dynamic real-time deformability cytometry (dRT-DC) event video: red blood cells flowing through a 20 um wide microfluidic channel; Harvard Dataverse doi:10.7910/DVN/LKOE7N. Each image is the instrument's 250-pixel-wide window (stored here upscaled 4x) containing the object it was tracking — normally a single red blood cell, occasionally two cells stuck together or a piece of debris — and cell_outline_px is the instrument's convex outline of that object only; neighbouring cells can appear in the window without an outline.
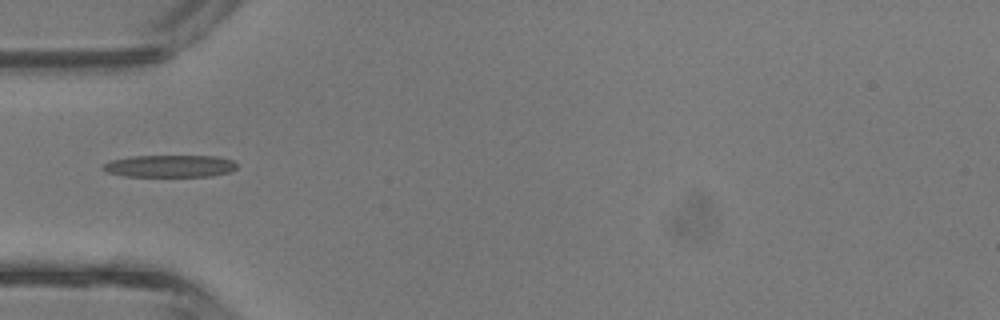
{"species": "common noctule bat (a hibernating species)", "species_latin": "Nyctalus noctula", "temperature_condition": "room temperature", "stored_images_in_passage": 30, "camera_frame_rate_fps": 3000, "um_per_image_px": 0.085, "animal": {"sex": "male", "body_mass_g": 13.3}, "frame": {"image": 1, "passage_image": 1, "time_ms": 0.0, "image_size_px": [1000, 320], "cell_outline_px": [[236, 168], [232, 172], [212, 176], [124, 176], [104, 172], [100, 168], [104, 164], [112, 160], [132, 156], [216, 156], [232, 160], [236, 164]], "centroid_in_image_um": [14.42, 14.12], "position_along_channel_um": 70.6, "area_um2": 17.4}}
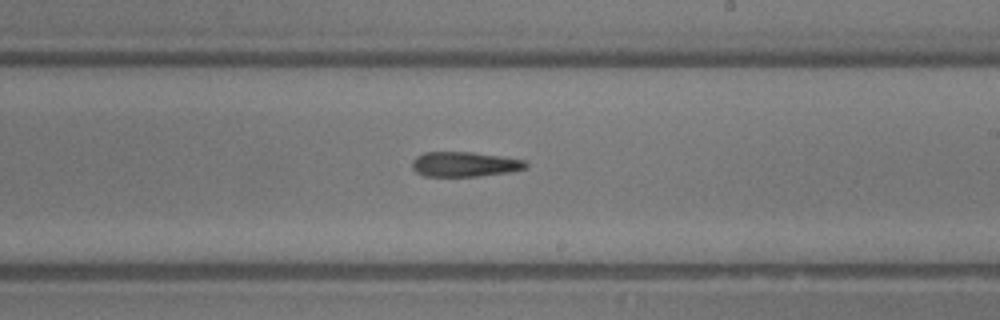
{"frame": {"image": 2, "passage_image": 12, "time_ms": 3.667, "image_size_px": [1000, 320], "cell_outline_px": [[528, 168], [508, 172], [476, 176], [424, 176], [416, 172], [412, 168], [412, 160], [416, 156], [424, 152], [472, 152], [500, 156], [524, 160], [528, 164]], "centroid_in_image_um": [39.47, 13.96], "position_along_channel_um": 249.5, "area_um2": 16.47}}
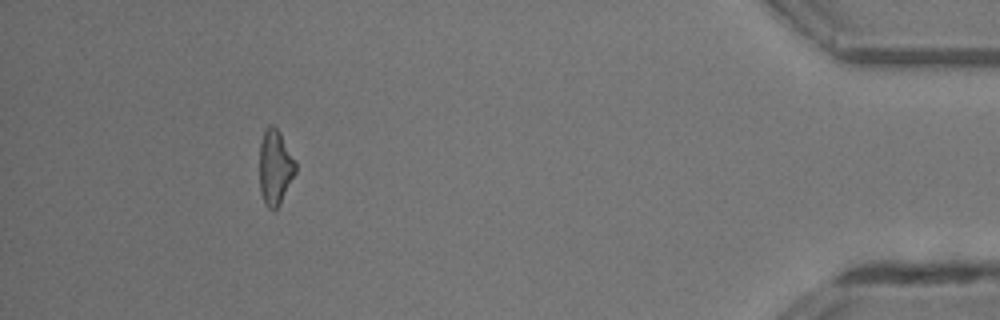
{"frame": {"image": 3, "passage_image": 26, "time_ms": 8.333, "image_size_px": [1000, 320], "cell_outline_px": [[296, 172], [280, 204], [276, 208], [268, 208], [264, 204], [260, 192], [260, 144], [264, 128], [268, 124], [272, 124], [280, 132], [296, 160]], "centroid_in_image_um": [23.39, 14.19], "position_along_channel_um": 411.8, "area_um2": 15.95}, "authors_computed_cell_mechanics": {"area_um2": 16.4441, "velocity_mm_per_s": 4.8578, "shape_relaxation_time_tau1_ms": 6.7893, "shape_relaxation_time_tau2_ms": null, "deformation_change_tau1": 0.2266, "deformation_change_tau2": null}}